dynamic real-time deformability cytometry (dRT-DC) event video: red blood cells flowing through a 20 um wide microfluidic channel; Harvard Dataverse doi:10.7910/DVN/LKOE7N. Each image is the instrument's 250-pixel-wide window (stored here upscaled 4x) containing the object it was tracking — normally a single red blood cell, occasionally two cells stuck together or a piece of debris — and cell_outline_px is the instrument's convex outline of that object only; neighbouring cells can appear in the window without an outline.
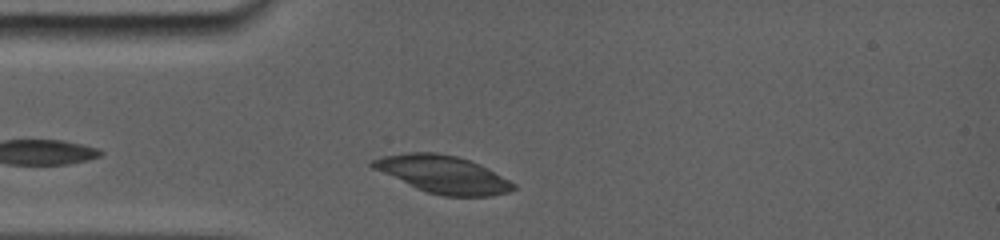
{"species": "common noctule bat (a hibernating species)", "species_latin": "Nyctalus noctula", "temperature_condition": "room temperature", "stored_images_in_passage": 5, "camera_frame_rate_fps": 5000, "um_per_image_px": 0.085, "animal": {"sex": "female", "body_mass_g": 19.0, "forearm_length_mm": 56.7}, "frame": {"image": 1, "passage_image": 3, "time_ms": 0.8, "image_size_px": [1000, 240], "cell_outline_px": [[516, 188], [508, 192], [492, 196], [444, 196], [428, 192], [416, 188], [372, 168], [368, 164], [368, 160], [384, 156], [412, 152], [432, 152], [456, 156], [468, 160], [516, 184]], "centroid_in_image_um": [37.59, 14.82], "position_along_channel_um": 47.4, "area_um2": 30.23}}